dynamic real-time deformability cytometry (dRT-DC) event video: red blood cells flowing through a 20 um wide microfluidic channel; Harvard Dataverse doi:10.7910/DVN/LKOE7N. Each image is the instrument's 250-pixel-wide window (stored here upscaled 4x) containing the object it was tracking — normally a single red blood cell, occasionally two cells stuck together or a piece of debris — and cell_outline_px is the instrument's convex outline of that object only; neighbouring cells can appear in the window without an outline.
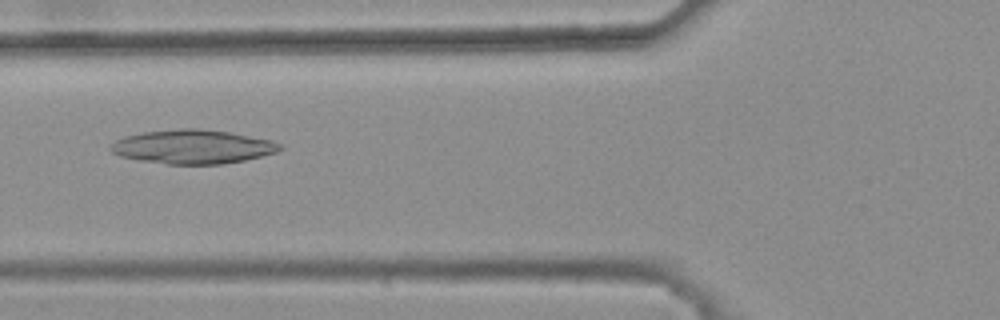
{"species": "common noctule bat (a hibernating species)", "species_latin": "Nyctalus noctula", "temperature_condition": "warm", "stored_images_in_passage": 47, "camera_frame_rate_fps": 3000, "um_per_image_px": 0.085, "animal": {"sex": "female", "body_mass_g": 25.1}, "frame": {"image": 1, "passage_image": 20, "time_ms": 6.333, "image_size_px": [1000, 320], "cell_outline_px": [[284, 148], [276, 152], [244, 160], [224, 164], [168, 164], [140, 160], [120, 156], [112, 152], [108, 148], [108, 144], [124, 136], [144, 132], [180, 128], [196, 128], [232, 132], [272, 140], [280, 144]], "centroid_in_image_um": [16.37, 12.46], "position_along_channel_um": 109.4, "area_um2": 33.64}}
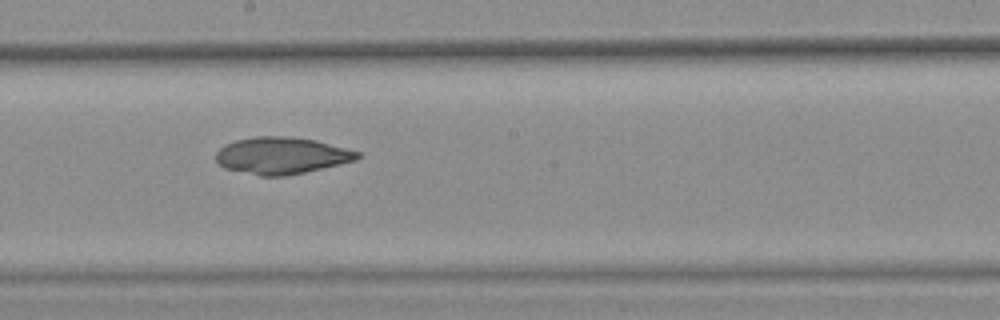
{"frame": {"image": 2, "passage_image": 29, "time_ms": 9.333, "image_size_px": [1000, 320], "cell_outline_px": [[364, 156], [356, 160], [340, 164], [304, 172], [284, 176], [260, 176], [224, 168], [216, 160], [216, 152], [224, 144], [236, 140], [252, 136], [284, 136], [316, 140], [364, 152]], "centroid_in_image_um": [23.98, 13.21], "position_along_channel_um": 224.2, "area_um2": 30.63}}
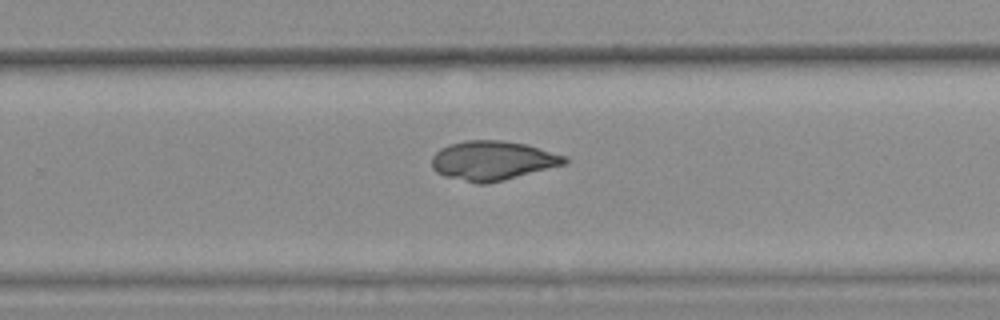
{"frame": {"image": 3, "passage_image": 34, "time_ms": 11.0, "image_size_px": [1000, 320], "cell_outline_px": [[568, 160], [564, 164], [504, 180], [488, 184], [476, 184], [444, 176], [436, 172], [432, 168], [432, 156], [440, 148], [448, 144], [464, 140], [500, 140], [524, 144], [568, 156]], "centroid_in_image_um": [41.83, 13.65], "position_along_channel_um": 288.0, "area_um2": 30.46}}